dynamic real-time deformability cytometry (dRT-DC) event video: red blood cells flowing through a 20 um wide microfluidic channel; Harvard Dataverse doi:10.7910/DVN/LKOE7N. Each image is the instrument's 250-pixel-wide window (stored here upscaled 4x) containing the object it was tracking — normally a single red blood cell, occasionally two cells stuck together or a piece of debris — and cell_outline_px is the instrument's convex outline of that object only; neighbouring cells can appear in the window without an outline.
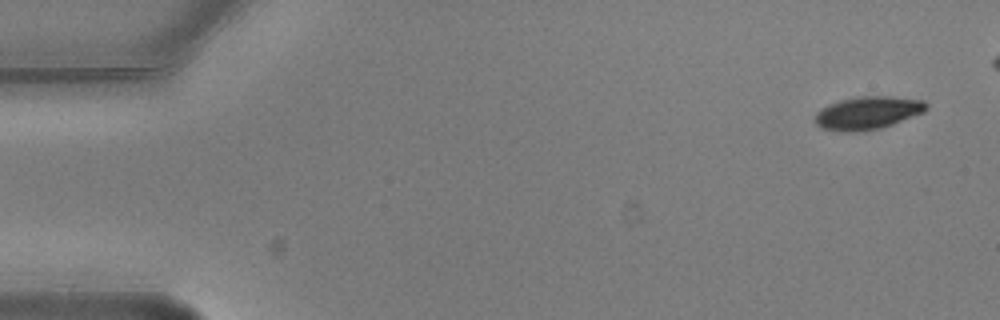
{"species": "common noctule bat (a hibernating species)", "species_latin": "Nyctalus noctula", "temperature_condition": "warm", "stored_images_in_passage": 6, "camera_frame_rate_fps": 3000, "um_per_image_px": 0.085, "animal": {"sex": "male", "body_mass_g": 20.5, "forearm_length_mm": 52.5}, "frame": {"image": 1, "passage_image": 1, "time_ms": 0.0, "image_size_px": [1000, 320], "cell_outline_px": [[928, 108], [924, 112], [892, 124], [880, 128], [856, 132], [840, 132], [820, 128], [812, 120], [816, 112], [820, 108], [828, 104], [840, 100], [860, 96], [888, 96], [924, 100], [928, 104]], "centroid_in_image_um": [73.7, 9.6], "position_along_channel_um": 11.3, "area_um2": 21.62}}